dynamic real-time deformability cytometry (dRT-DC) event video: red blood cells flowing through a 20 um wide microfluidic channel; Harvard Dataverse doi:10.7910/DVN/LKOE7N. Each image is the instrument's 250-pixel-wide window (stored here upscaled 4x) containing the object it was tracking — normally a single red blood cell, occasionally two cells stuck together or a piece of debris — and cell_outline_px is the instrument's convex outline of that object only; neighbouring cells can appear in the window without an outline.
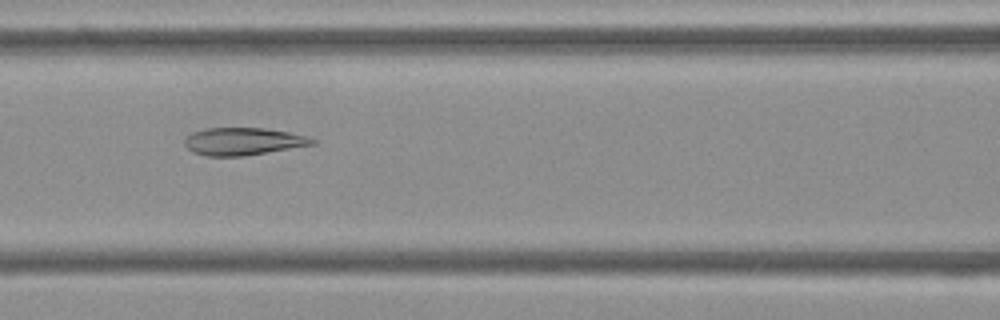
{"species": "Egyptian fruit bat (a non-hibernating species)", "species_latin": "Rousettus aegyptiacus", "temperature_condition": "cold", "stored_images_in_passage": 54, "camera_frame_rate_fps": 3000, "um_per_image_px": 0.085, "frame": {"image": 1, "passage_image": 23, "time_ms": 7.333, "image_size_px": [1000, 320], "cell_outline_px": [[316, 144], [244, 156], [208, 156], [192, 152], [184, 144], [184, 140], [192, 132], [208, 128], [264, 128], [288, 132], [304, 136], [316, 140]], "centroid_in_image_um": [20.65, 12.02], "position_along_channel_um": 146.0, "area_um2": 20.29}}
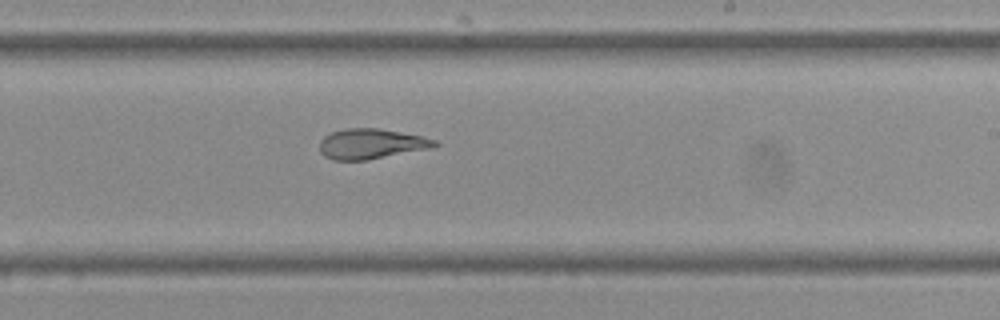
{"frame": {"image": 2, "passage_image": 32, "time_ms": 10.333, "image_size_px": [1000, 320], "cell_outline_px": [[440, 144], [436, 148], [368, 160], [332, 160], [324, 156], [320, 152], [320, 140], [324, 136], [332, 132], [344, 128], [376, 128], [400, 132], [420, 136], [436, 140]], "centroid_in_image_um": [31.58, 12.24], "position_along_channel_um": 257.4, "area_um2": 20.52}}
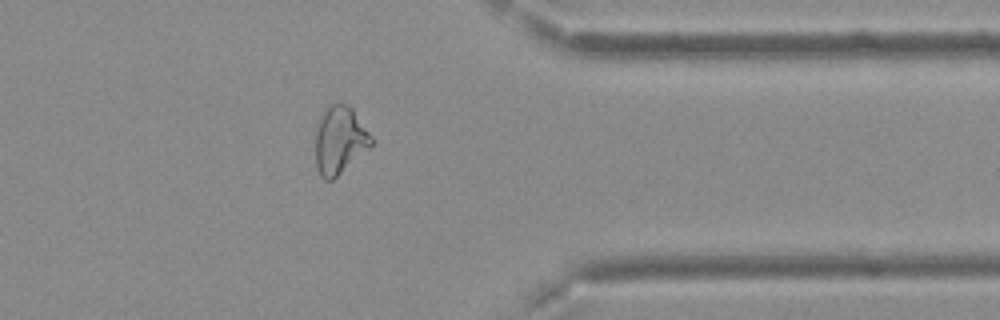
{"frame": {"image": 3, "passage_image": 43, "time_ms": 14.0, "image_size_px": [1000, 320], "cell_outline_px": [[372, 144], [368, 148], [332, 180], [324, 180], [320, 176], [316, 164], [316, 124], [324, 112], [332, 104], [348, 104], [352, 108], [372, 136]], "centroid_in_image_um": [28.86, 11.91], "position_along_channel_um": 382.5, "area_um2": 21.56}, "authors_computed_cell_mechanics": {"area_um2": 22.9755, "velocity_mm_per_s": 3.7262, "shape_relaxation_time_tau1_ms": 6.5919, "shape_relaxation_time_tau2_ms": 2.146, "deformation_change_tau1": 0.1932, "deformation_change_tau2": 0.1054}}